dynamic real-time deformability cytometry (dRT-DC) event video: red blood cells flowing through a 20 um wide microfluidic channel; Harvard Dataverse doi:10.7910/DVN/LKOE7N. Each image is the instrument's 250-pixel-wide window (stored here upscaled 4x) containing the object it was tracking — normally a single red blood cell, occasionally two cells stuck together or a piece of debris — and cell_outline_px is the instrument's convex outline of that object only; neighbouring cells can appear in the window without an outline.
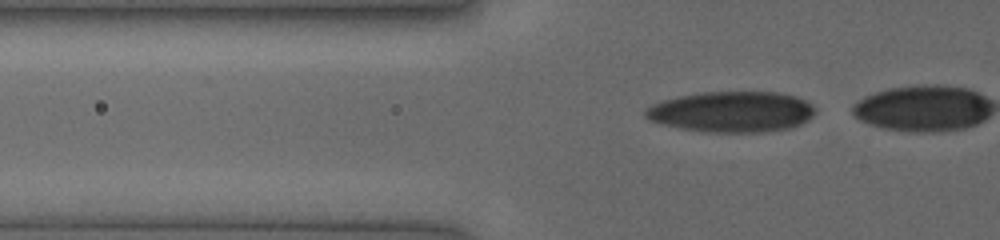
{"species": "human", "species_latin": "Homo sapiens", "temperature_condition": "cold", "stored_images_in_passage": 10, "camera_frame_rate_fps": 3000, "um_per_image_px": 0.085, "donor": {"sex": "female"}, "frame": {"image": 1, "passage_image": 7, "time_ms": 2.0, "image_size_px": [1000, 240], "cell_outline_px": [[816, 112], [808, 120], [792, 128], [760, 132], [704, 132], [680, 128], [648, 120], [644, 116], [644, 108], [652, 104], [664, 100], [680, 96], [704, 92], [776, 92], [796, 96], [812, 104], [816, 108]], "centroid_in_image_um": [62.2, 9.5], "position_along_channel_um": 63.6, "area_um2": 40.46}}